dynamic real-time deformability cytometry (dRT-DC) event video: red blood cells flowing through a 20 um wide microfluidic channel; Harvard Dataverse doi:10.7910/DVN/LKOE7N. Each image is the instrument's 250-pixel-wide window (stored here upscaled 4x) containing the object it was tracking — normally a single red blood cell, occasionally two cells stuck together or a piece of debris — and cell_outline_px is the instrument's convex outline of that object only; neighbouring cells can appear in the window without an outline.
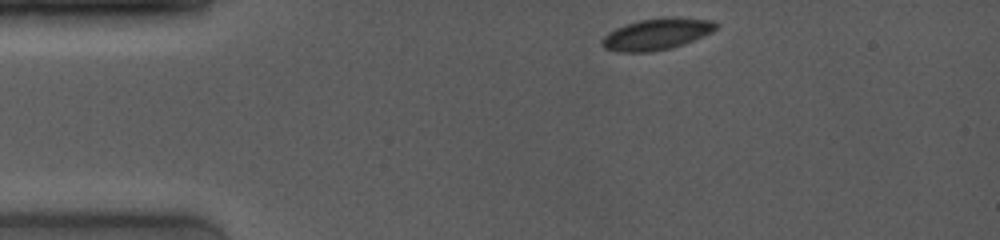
{"species": "common noctule bat (a hibernating species)", "species_latin": "Nyctalus noctula", "temperature_condition": "room temperature", "stored_images_in_passage": 3, "camera_frame_rate_fps": 4000, "um_per_image_px": 0.085, "animal": {"sex": "female", "body_mass_g": 19.0, "forearm_length_mm": 53.3}, "frame": {"image": 1, "passage_image": 1, "time_ms": 0.0, "image_size_px": [1000, 240], "cell_outline_px": [[720, 24], [712, 32], [684, 44], [672, 48], [652, 52], [616, 52], [604, 48], [600, 44], [600, 40], [608, 32], [616, 28], [640, 20], [664, 16], [676, 16], [712, 20]], "centroid_in_image_um": [55.83, 2.89], "position_along_channel_um": 29.2, "area_um2": 21.27}}